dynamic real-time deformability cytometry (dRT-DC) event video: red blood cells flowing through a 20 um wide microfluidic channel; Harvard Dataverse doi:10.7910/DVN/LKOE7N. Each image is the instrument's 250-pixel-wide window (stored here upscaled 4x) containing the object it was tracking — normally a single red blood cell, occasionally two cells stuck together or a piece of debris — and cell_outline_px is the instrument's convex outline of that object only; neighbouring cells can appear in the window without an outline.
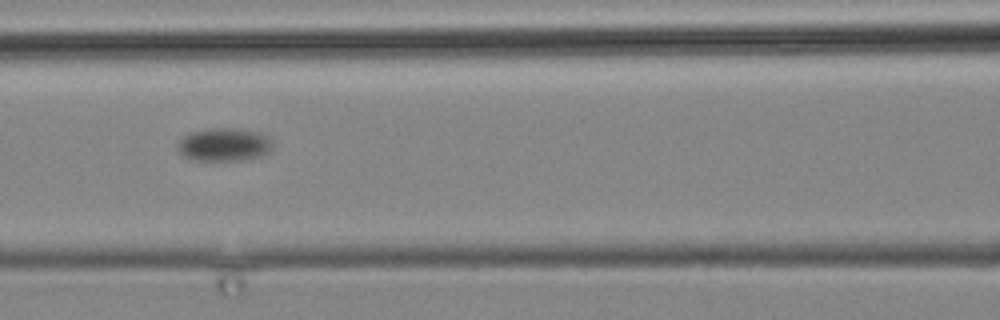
{"species": "common noctule bat (a hibernating species)", "species_latin": "Nyctalus noctula", "temperature_condition": "cold", "stored_images_in_passage": 7, "camera_frame_rate_fps": 3000, "um_per_image_px": 0.085, "animal": {"sex": "male", "body_mass_g": 19.2, "forearm_length_mm": 51.8}, "frame": {"image": 1, "passage_image": 6, "time_ms": 6.0, "image_size_px": [1000, 320], "cell_outline_px": [[272, 148], [268, 152], [260, 156], [244, 160], [192, 160], [184, 156], [176, 148], [176, 144], [184, 136], [192, 132], [212, 128], [232, 128], [260, 132], [268, 136], [272, 140]], "centroid_in_image_um": [19.05, 12.29], "position_along_channel_um": 147.5, "area_um2": 18.38}}